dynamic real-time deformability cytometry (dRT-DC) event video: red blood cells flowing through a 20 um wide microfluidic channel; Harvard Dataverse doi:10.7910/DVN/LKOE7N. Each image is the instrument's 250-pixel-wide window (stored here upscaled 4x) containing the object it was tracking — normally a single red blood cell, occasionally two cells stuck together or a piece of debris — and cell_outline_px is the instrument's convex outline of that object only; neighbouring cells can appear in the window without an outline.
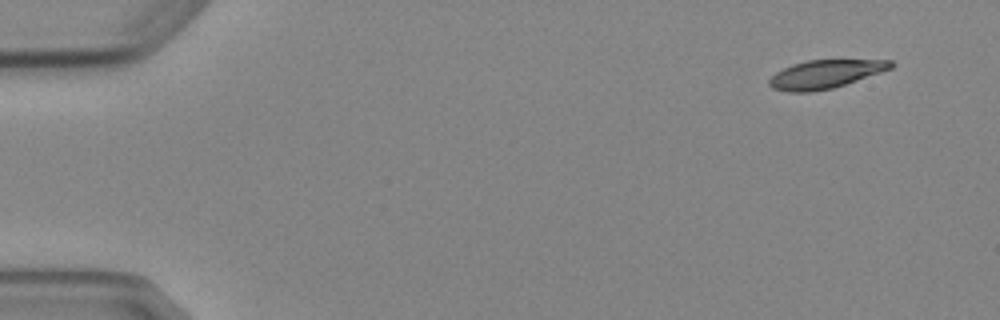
{"species": "Egyptian fruit bat (a non-hibernating species)", "species_latin": "Rousettus aegyptiacus", "temperature_condition": "cold", "stored_images_in_passage": 9, "camera_frame_rate_fps": 3000, "um_per_image_px": 0.085, "animal": {"sex": "female"}, "frame": {"image": 1, "passage_image": 1, "time_ms": 0.0, "image_size_px": [1000, 320], "cell_outline_px": [[896, 64], [892, 68], [832, 88], [812, 92], [788, 92], [772, 88], [768, 84], [768, 80], [776, 72], [792, 64], [808, 60], [892, 60]], "centroid_in_image_um": [70.12, 6.3], "position_along_channel_um": 14.9, "area_um2": 19.94}}
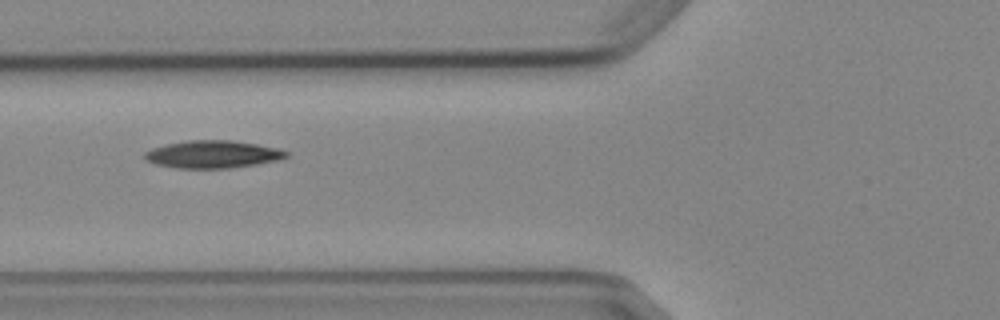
{"frame": {"image": 2, "passage_image": 6, "time_ms": 5.667, "image_size_px": [1000, 320], "cell_outline_px": [[288, 156], [276, 160], [256, 164], [228, 168], [176, 168], [156, 164], [148, 160], [144, 156], [144, 152], [152, 148], [168, 144], [188, 140], [232, 140], [280, 148], [288, 152]], "centroid_in_image_um": [18.09, 13.11], "position_along_channel_um": 107.7, "area_um2": 22.54}}